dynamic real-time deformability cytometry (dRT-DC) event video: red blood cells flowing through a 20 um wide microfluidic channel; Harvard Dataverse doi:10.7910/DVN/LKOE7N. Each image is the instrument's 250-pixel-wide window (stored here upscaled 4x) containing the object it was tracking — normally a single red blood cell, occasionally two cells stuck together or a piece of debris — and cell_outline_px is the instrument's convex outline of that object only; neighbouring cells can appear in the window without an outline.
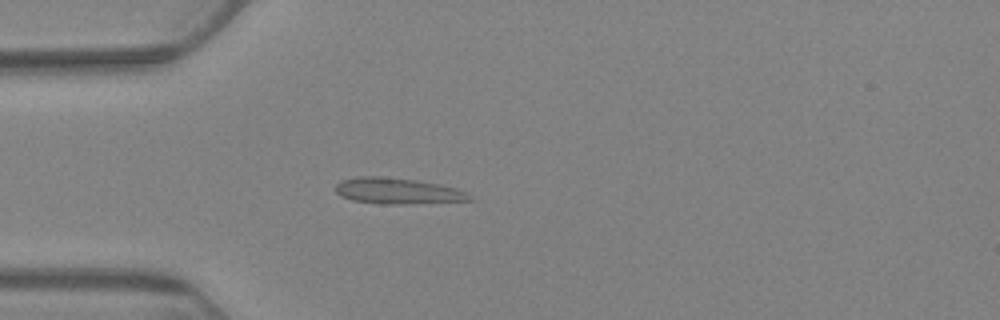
{"species": "Egyptian fruit bat (a non-hibernating species)", "species_latin": "Rousettus aegyptiacus", "temperature_condition": "warm", "stored_images_in_passage": 10, "camera_frame_rate_fps": 3000, "um_per_image_px": 0.085, "animal": {"sex": "female"}, "frame": {"image": 1, "passage_image": 5, "time_ms": 5.667, "image_size_px": [1000, 320], "cell_outline_px": [[476, 200], [392, 204], [384, 204], [352, 200], [340, 196], [336, 192], [336, 184], [344, 180], [360, 176], [380, 176], [416, 180], [440, 184], [456, 188], [468, 192]], "centroid_in_image_um": [33.83, 16.23], "position_along_channel_um": 51.2, "area_um2": 20.17}}
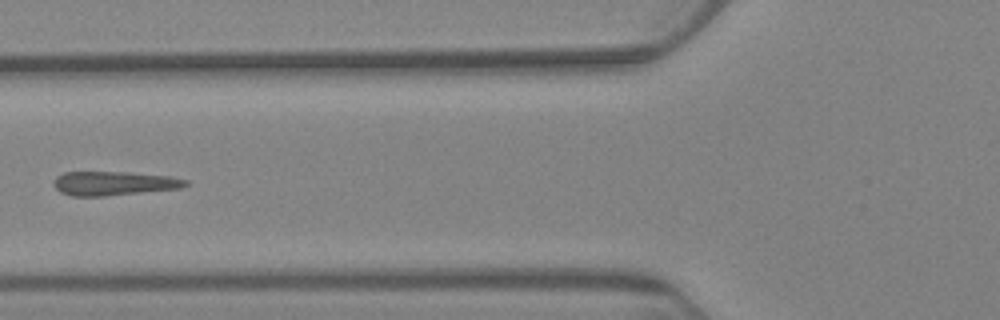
{"frame": {"image": 2, "passage_image": 7, "time_ms": 8.0, "image_size_px": [1000, 320], "cell_outline_px": [[188, 184], [180, 188], [104, 196], [72, 196], [60, 192], [52, 184], [56, 176], [64, 172], [128, 172], [172, 176], [188, 180]], "centroid_in_image_um": [9.66, 15.58], "position_along_channel_um": 116.1, "area_um2": 18.5}}
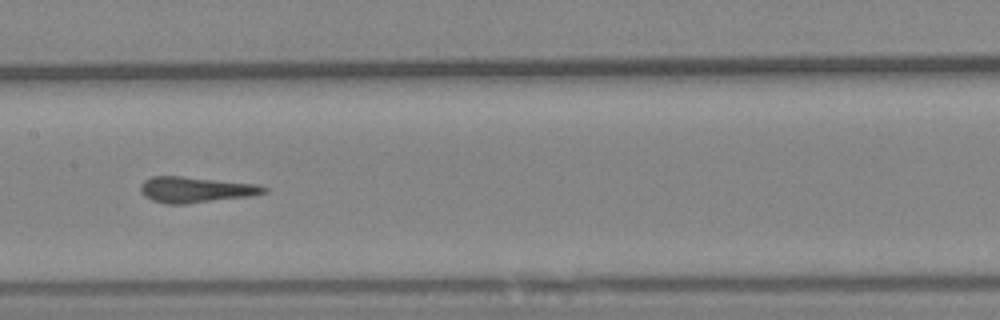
{"frame": {"image": 3, "passage_image": 9, "time_ms": 10.333, "image_size_px": [1000, 320], "cell_outline_px": [[268, 192], [252, 196], [184, 204], [164, 204], [152, 200], [144, 196], [140, 192], [140, 184], [144, 180], [152, 176], [180, 176], [256, 184], [268, 188]], "centroid_in_image_um": [16.6, 16.13], "position_along_channel_um": 190.8, "area_um2": 18.61}}